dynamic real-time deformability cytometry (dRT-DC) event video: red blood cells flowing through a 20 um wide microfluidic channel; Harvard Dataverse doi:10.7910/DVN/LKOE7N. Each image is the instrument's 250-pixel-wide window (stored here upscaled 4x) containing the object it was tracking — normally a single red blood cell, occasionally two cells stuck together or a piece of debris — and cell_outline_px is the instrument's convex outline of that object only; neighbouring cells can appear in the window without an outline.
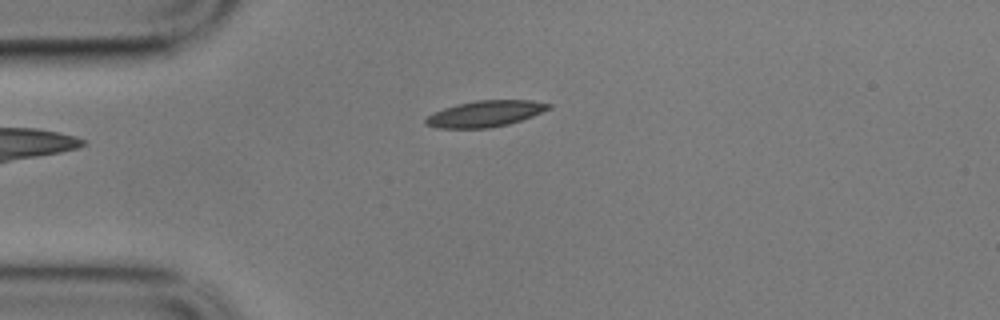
{"species": "common noctule bat (a hibernating species)", "species_latin": "Nyctalus noctula", "temperature_condition": "cold", "stored_images_in_passage": 4, "camera_frame_rate_fps": 3000, "um_per_image_px": 0.085, "animal": {"sex": "male", "body_mass_g": 17.9}, "frame": {"image": 1, "passage_image": 4, "time_ms": 1.0, "image_size_px": [1000, 320], "cell_outline_px": [[552, 108], [532, 116], [508, 124], [488, 128], [436, 128], [424, 124], [424, 120], [428, 116], [444, 108], [456, 104], [476, 100], [532, 100], [552, 104]], "centroid_in_image_um": [41.25, 9.66], "position_along_channel_um": 43.8, "area_um2": 18.73}}